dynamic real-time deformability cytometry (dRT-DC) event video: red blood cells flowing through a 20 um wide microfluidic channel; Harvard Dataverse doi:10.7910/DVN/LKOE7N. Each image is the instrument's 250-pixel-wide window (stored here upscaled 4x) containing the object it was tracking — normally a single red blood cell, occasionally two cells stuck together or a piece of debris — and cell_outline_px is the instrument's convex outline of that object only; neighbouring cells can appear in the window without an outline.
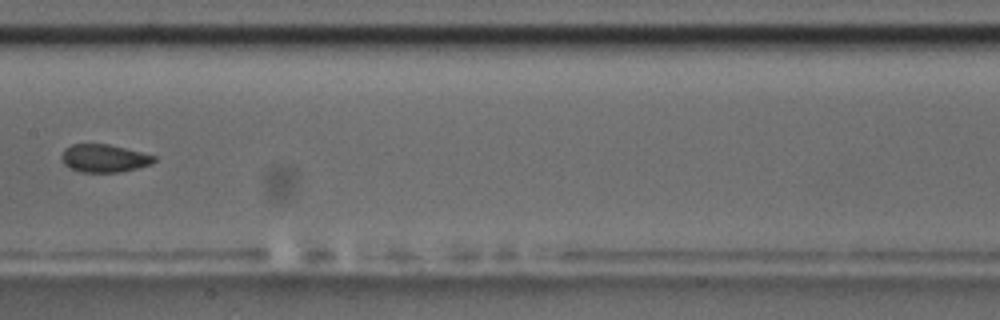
{"species": "common noctule bat (a hibernating species)", "species_latin": "Nyctalus noctula", "temperature_condition": "room temperature", "stored_images_in_passage": 9, "camera_frame_rate_fps": 3000, "um_per_image_px": 0.085, "animal": {"sex": "male", "body_mass_g": 17.5, "forearm_length_mm": 52.3}, "frame": {"image": 1, "passage_image": 8, "time_ms": 9.0, "image_size_px": [1000, 320], "cell_outline_px": [[156, 160], [152, 164], [120, 172], [80, 172], [68, 168], [64, 164], [60, 156], [64, 148], [72, 144], [108, 144], [156, 156]], "centroid_in_image_um": [8.81, 13.46], "position_along_channel_um": 198.6, "area_um2": 15.09}}